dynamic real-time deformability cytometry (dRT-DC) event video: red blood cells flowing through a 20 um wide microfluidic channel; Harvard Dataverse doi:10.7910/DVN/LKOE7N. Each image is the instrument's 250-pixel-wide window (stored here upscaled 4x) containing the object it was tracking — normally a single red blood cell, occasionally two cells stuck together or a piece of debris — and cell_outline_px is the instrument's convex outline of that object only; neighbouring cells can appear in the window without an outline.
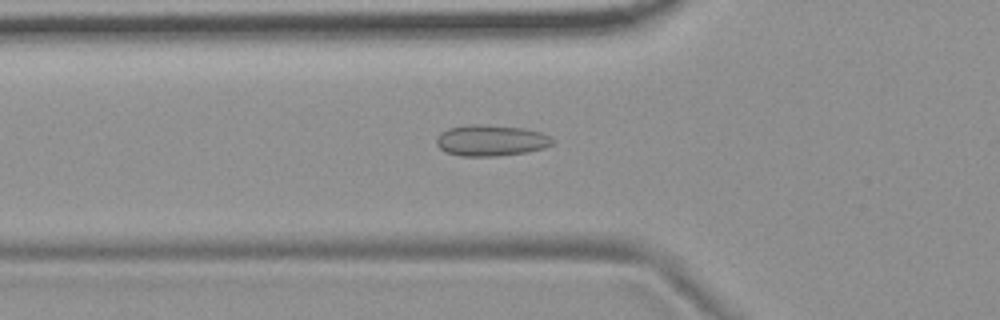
{"species": "common noctule bat (a hibernating species)", "species_latin": "Nyctalus noctula", "temperature_condition": "room temperature", "stored_images_in_passage": 53, "camera_frame_rate_fps": 3000, "um_per_image_px": 0.085, "animal": {"sex": "female", "body_mass_g": 19.9}, "frame": {"image": 1, "passage_image": 18, "time_ms": 5.667, "image_size_px": [1000, 320], "cell_outline_px": [[552, 144], [544, 148], [528, 152], [496, 156], [460, 156], [444, 152], [436, 144], [436, 136], [440, 132], [448, 128], [468, 124], [476, 124], [524, 128], [540, 132], [548, 136], [552, 140]], "centroid_in_image_um": [41.67, 11.94], "position_along_channel_um": 84.1, "area_um2": 21.1}}
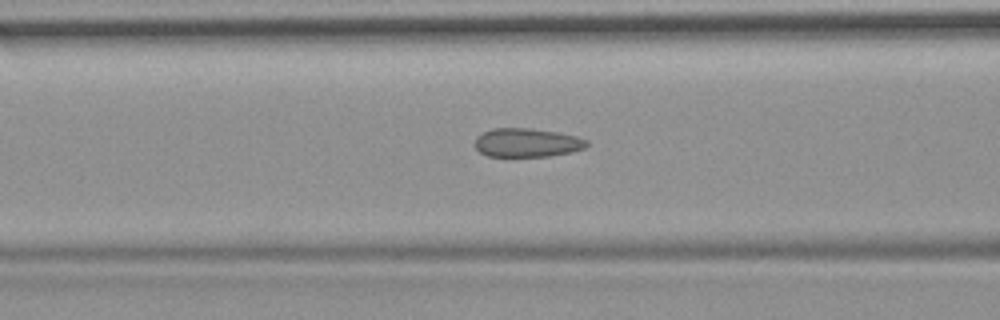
{"frame": {"image": 2, "passage_image": 21, "time_ms": 6.667, "image_size_px": [1000, 320], "cell_outline_px": [[588, 144], [584, 148], [572, 152], [548, 156], [488, 156], [480, 152], [476, 148], [476, 136], [492, 128], [528, 128], [556, 132], [576, 136], [588, 140]], "centroid_in_image_um": [44.8, 12.12], "position_along_channel_um": 121.8, "area_um2": 18.61}}
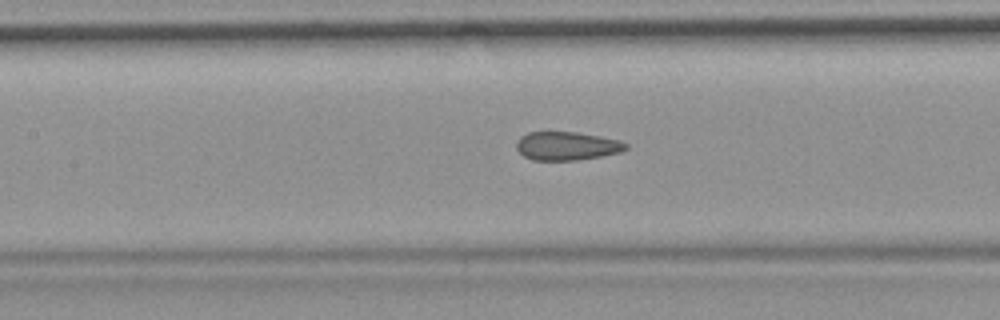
{"frame": {"image": 3, "passage_image": 24, "time_ms": 7.667, "image_size_px": [1000, 320], "cell_outline_px": [[628, 148], [620, 152], [600, 156], [576, 160], [532, 160], [524, 156], [516, 148], [516, 140], [520, 136], [528, 132], [576, 132], [600, 136], [620, 140], [628, 144]], "centroid_in_image_um": [48.17, 12.4], "position_along_channel_um": 159.2, "area_um2": 18.21}, "authors_computed_cell_mechanics": {"area_um2": 19.2474, "velocity_mm_per_s": 3.7283, "shape_relaxation_time_tau1_ms": null, "shape_relaxation_time_tau2_ms": 1.3428, "deformation_change_tau1": null, "deformation_change_tau2": 0.074}}